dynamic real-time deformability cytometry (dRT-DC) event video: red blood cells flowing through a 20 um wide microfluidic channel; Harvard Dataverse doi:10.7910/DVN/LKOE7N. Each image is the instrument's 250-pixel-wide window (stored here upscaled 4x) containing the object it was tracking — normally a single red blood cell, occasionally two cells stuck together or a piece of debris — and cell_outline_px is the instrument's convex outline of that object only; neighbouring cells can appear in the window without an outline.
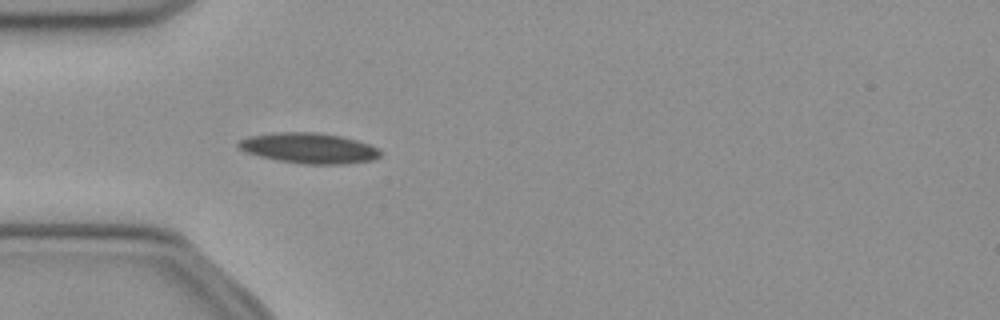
{"species": "common noctule bat (a hibernating species)", "species_latin": "Nyctalus noctula", "temperature_condition": "cold", "stored_images_in_passage": 19, "camera_frame_rate_fps": 3000, "um_per_image_px": 0.085, "animal": {"sex": "female", "body_mass_g": 21.9}, "frame": {"image": 1, "passage_image": 6, "time_ms": 1.667, "image_size_px": [1000, 320], "cell_outline_px": [[380, 156], [376, 160], [348, 164], [300, 164], [260, 156], [248, 152], [240, 148], [236, 144], [236, 140], [248, 136], [272, 132], [316, 132], [340, 136], [356, 140], [368, 144], [376, 148], [380, 152]], "centroid_in_image_um": [26.25, 12.59], "position_along_channel_um": 58.8, "area_um2": 25.26}}
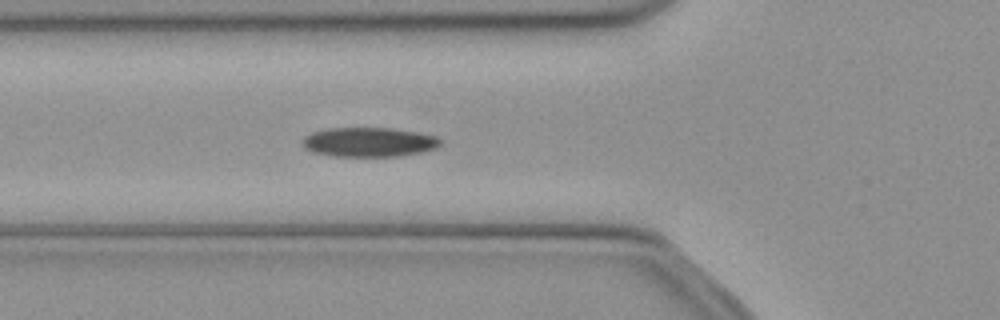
{"frame": {"image": 2, "passage_image": 9, "time_ms": 2.667, "image_size_px": [1000, 320], "cell_outline_px": [[444, 140], [436, 148], [424, 152], [400, 156], [332, 156], [312, 152], [304, 148], [304, 136], [312, 132], [324, 128], [392, 128], [416, 132], [436, 136]], "centroid_in_image_um": [31.38, 12.08], "position_along_channel_um": 94.4, "area_um2": 23.81}}